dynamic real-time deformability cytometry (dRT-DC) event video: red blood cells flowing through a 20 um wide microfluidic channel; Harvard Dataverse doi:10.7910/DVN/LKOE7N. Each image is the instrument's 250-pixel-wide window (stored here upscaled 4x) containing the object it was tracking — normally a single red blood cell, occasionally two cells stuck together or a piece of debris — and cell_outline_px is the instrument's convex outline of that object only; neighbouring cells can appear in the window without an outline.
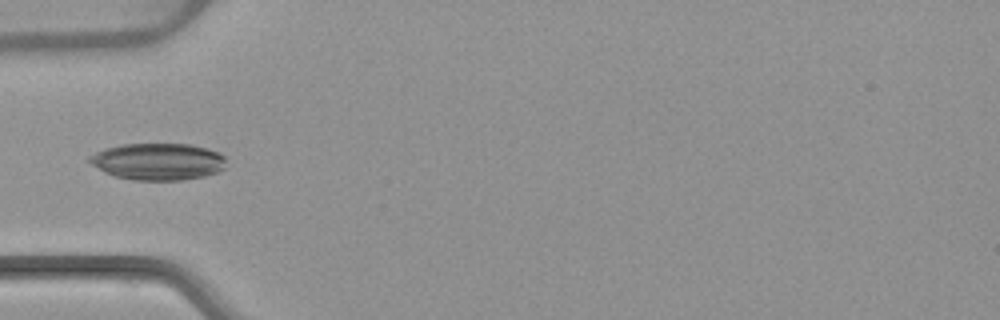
{"species": "common noctule bat (a hibernating species)", "species_latin": "Nyctalus noctula", "temperature_condition": "warm", "stored_images_in_passage": 3, "camera_frame_rate_fps": 3000, "um_per_image_px": 0.085, "animal": {"sex": "female", "body_mass_g": 22.7, "forearm_length_mm": 54.2}, "frame": {"image": 1, "passage_image": 3, "time_ms": 2.333, "image_size_px": [1000, 320], "cell_outline_px": [[224, 168], [216, 172], [204, 176], [180, 180], [132, 180], [112, 176], [104, 172], [92, 164], [88, 160], [88, 156], [104, 148], [124, 144], [192, 144], [208, 148], [224, 156]], "centroid_in_image_um": [13.39, 13.73], "position_along_channel_um": 71.6, "area_um2": 29.36}}